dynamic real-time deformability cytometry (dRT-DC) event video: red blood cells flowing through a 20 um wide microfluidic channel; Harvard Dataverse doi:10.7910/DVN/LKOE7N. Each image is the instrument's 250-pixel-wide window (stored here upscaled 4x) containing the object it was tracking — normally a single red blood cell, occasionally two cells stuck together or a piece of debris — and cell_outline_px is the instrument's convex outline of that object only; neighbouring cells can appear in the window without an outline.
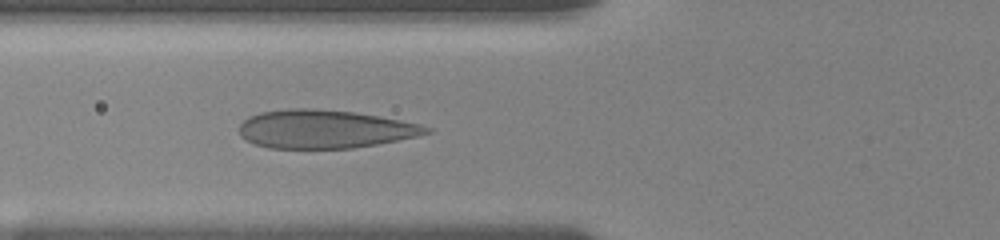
{"species": "human", "species_latin": "Homo sapiens", "temperature_condition": "room temperature", "stored_images_in_passage": 10, "camera_frame_rate_fps": 3000, "um_per_image_px": 0.085, "donor": {"sex": "female"}, "frame": {"image": 1, "passage_image": 10, "time_ms": 5.0, "image_size_px": [1000, 240], "cell_outline_px": [[432, 132], [416, 136], [376, 144], [352, 148], [268, 148], [252, 144], [240, 136], [240, 124], [248, 116], [260, 112], [288, 108], [312, 108], [352, 112], [380, 116], [420, 124], [432, 128]], "centroid_in_image_um": [27.55, 10.97], "position_along_channel_um": 98.2, "area_um2": 41.85}}